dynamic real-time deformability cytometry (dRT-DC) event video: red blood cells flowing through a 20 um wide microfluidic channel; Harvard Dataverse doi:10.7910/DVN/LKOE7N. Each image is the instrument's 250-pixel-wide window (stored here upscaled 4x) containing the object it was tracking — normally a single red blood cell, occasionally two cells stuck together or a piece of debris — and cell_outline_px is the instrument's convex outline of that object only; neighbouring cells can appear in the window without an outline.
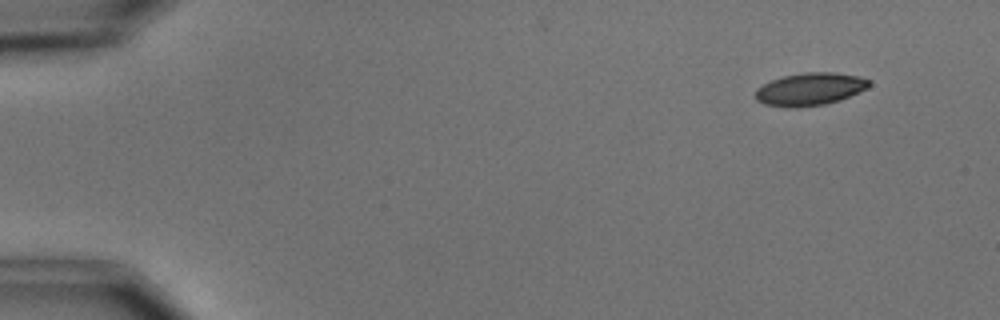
{"species": "common noctule bat (a hibernating species)", "species_latin": "Nyctalus noctula", "temperature_condition": "cold", "stored_images_in_passage": 7, "camera_frame_rate_fps": 3000, "um_per_image_px": 0.085, "animal": {"sex": "male", "body_mass_g": 15.6}, "frame": {"image": 1, "passage_image": 2, "time_ms": 1.333, "image_size_px": [1000, 320], "cell_outline_px": [[872, 84], [868, 88], [840, 100], [824, 104], [796, 108], [792, 108], [764, 104], [756, 100], [756, 88], [772, 80], [784, 76], [804, 72], [832, 72], [860, 76], [868, 80]], "centroid_in_image_um": [68.86, 7.58], "position_along_channel_um": 16.1, "area_um2": 21.62}}
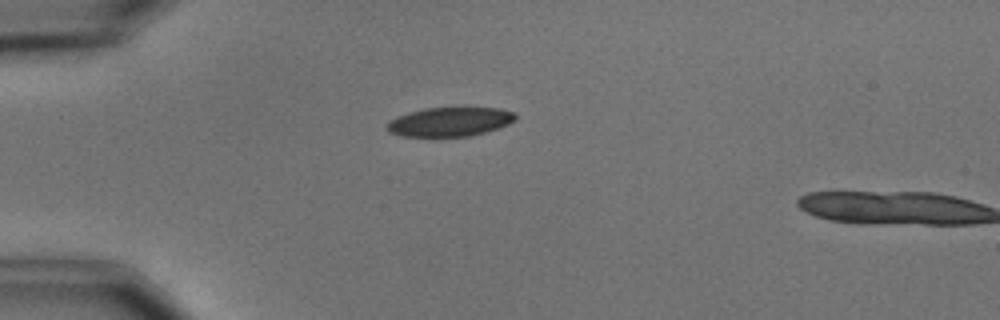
{"frame": {"image": 2, "passage_image": 5, "time_ms": 4.667, "image_size_px": [1000, 320], "cell_outline_px": [[516, 120], [508, 124], [484, 132], [468, 136], [400, 136], [388, 132], [388, 120], [396, 116], [408, 112], [424, 108], [464, 104], [500, 108], [516, 112]], "centroid_in_image_um": [38.27, 10.28], "position_along_channel_um": 46.7, "area_um2": 22.83}}